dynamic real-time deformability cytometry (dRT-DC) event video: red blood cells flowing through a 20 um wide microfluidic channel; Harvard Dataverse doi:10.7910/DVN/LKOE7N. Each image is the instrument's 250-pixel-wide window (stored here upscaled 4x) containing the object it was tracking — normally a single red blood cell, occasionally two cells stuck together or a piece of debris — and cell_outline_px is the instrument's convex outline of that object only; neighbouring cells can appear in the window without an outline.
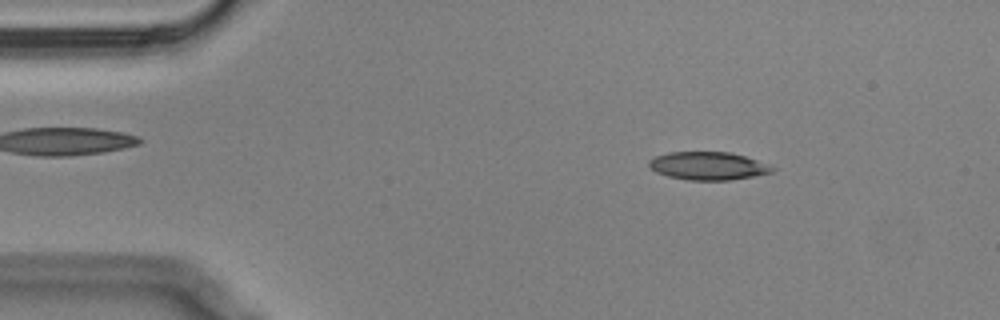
{"species": "Egyptian fruit bat (a non-hibernating species)", "species_latin": "Rousettus aegyptiacus", "temperature_condition": "cold", "stored_images_in_passage": 54, "camera_frame_rate_fps": 3000, "um_per_image_px": 0.085, "animal": {"sex": "male"}, "frame": {"image": 1, "passage_image": 5, "time_ms": 1.333, "image_size_px": [1000, 320], "cell_outline_px": [[776, 168], [772, 172], [732, 180], [688, 180], [668, 176], [656, 172], [648, 164], [648, 160], [656, 156], [668, 152], [728, 152], [744, 156], [768, 164]], "centroid_in_image_um": [60.17, 14.1], "position_along_channel_um": 24.8, "area_um2": 20.0}}
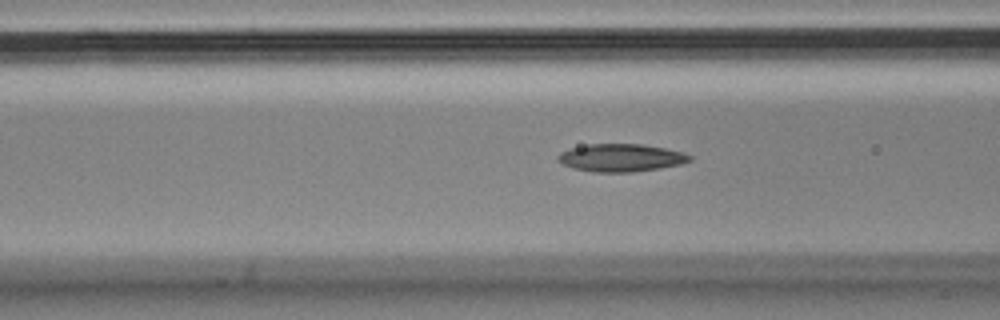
{"frame": {"image": 2, "passage_image": 18, "time_ms": 5.667, "image_size_px": [1000, 320], "cell_outline_px": [[692, 160], [680, 164], [660, 168], [632, 172], [592, 172], [576, 168], [564, 164], [556, 160], [556, 156], [560, 152], [572, 148], [588, 144], [644, 144], [684, 152], [692, 156]], "centroid_in_image_um": [52.8, 13.4], "position_along_channel_um": 113.8, "area_um2": 21.27}}
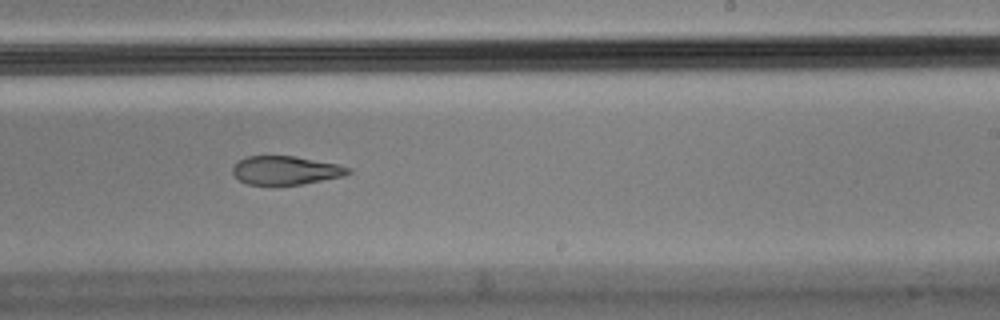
{"frame": {"image": 3, "passage_image": 31, "time_ms": 10.0, "image_size_px": [1000, 320], "cell_outline_px": [[352, 172], [344, 176], [300, 184], [248, 184], [240, 180], [232, 172], [232, 168], [244, 156], [292, 156], [336, 164], [352, 168]], "centroid_in_image_um": [24.29, 14.47], "position_along_channel_um": 264.7, "area_um2": 18.9}, "authors_computed_cell_mechanics": {"area_um2": 21.0103, "velocity_mm_per_s": 3.4795, "shape_relaxation_time_tau1_ms": null, "shape_relaxation_time_tau2_ms": 5.3224, "deformation_change_tau1": null, "deformation_change_tau2": 0.1451}}